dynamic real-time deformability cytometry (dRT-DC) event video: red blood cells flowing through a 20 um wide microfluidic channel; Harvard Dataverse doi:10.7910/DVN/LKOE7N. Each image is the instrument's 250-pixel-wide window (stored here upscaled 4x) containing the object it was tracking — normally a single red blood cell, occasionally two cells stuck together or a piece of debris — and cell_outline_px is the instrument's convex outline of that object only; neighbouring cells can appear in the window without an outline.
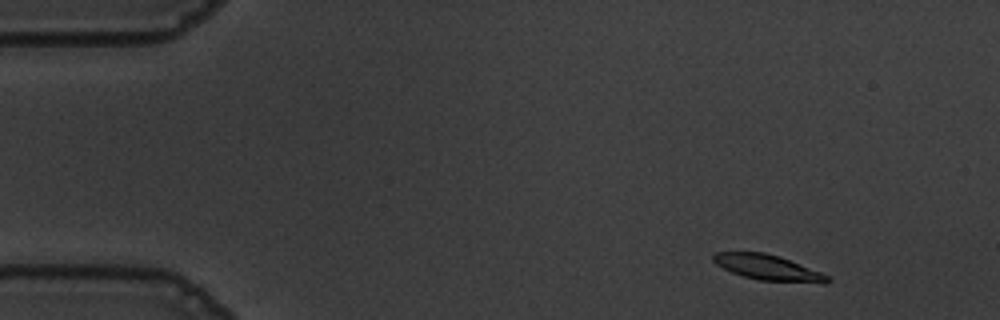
{"species": "common noctule bat (a hibernating species)", "species_latin": "Nyctalus noctula", "temperature_condition": "warm", "stored_images_in_passage": 55, "camera_frame_rate_fps": 3000, "um_per_image_px": 0.085, "animal": {"sex": "male", "body_mass_g": 19.5, "forearm_length_mm": 54.6}, "frame": {"image": 1, "passage_image": 5, "time_ms": 1.333, "image_size_px": [1000, 320], "cell_outline_px": [[832, 280], [824, 284], [760, 280], [744, 276], [732, 272], [716, 264], [712, 260], [712, 256], [716, 252], [764, 252], [780, 256], [820, 272], [828, 276]], "centroid_in_image_um": [65.3, 22.75], "position_along_channel_um": 19.7, "area_um2": 16.88}}
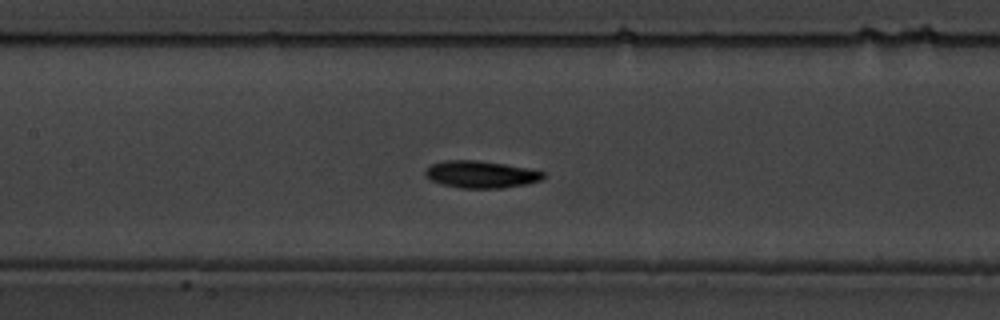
{"frame": {"image": 2, "passage_image": 25, "time_ms": 8.0, "image_size_px": [1000, 320], "cell_outline_px": [[544, 176], [540, 180], [524, 184], [504, 188], [460, 188], [444, 184], [432, 180], [424, 176], [424, 168], [432, 164], [444, 160], [476, 160], [504, 164], [528, 168], [544, 172]], "centroid_in_image_um": [40.83, 14.81], "position_along_channel_um": 166.6, "area_um2": 18.55}}
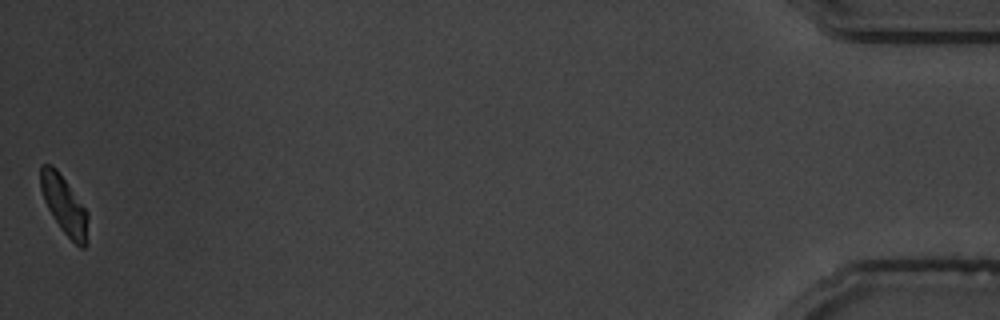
{"frame": {"image": 3, "passage_image": 55, "time_ms": 18.0, "image_size_px": [1000, 320], "cell_outline_px": [[88, 244], [84, 248], [80, 248], [60, 228], [48, 208], [44, 200], [40, 188], [40, 164], [52, 164], [56, 168], [88, 212]], "centroid_in_image_um": [5.47, 17.44], "position_along_channel_um": 429.7, "area_um2": 16.13}, "authors_computed_cell_mechanics": {"area_um2": 17.4556, "velocity_mm_per_s": 3.5642, "shape_relaxation_time_tau1_ms": 2.4482, "shape_relaxation_time_tau2_ms": 5.1476, "deformation_change_tau1": 0.1642, "deformation_change_tau2": 0.0709}}